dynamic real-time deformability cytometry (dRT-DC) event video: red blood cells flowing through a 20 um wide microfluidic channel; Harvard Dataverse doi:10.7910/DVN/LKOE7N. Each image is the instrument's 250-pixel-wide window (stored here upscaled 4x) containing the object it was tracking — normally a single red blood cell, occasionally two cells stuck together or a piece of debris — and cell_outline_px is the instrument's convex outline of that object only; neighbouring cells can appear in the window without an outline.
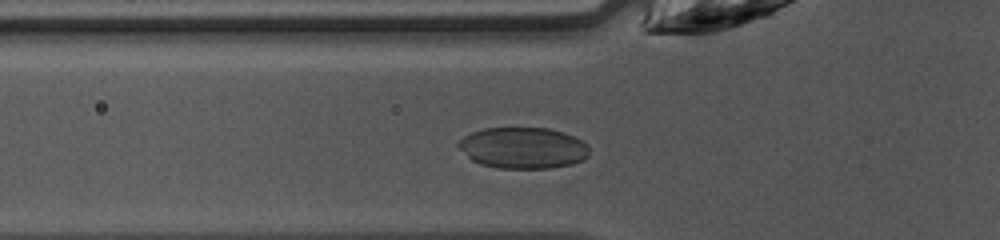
{"species": "common noctule bat (a hibernating species)", "species_latin": "Nyctalus noctula", "temperature_condition": "warm", "stored_images_in_passage": 27, "camera_frame_rate_fps": 3000, "um_per_image_px": 0.085, "animal": {"sex": "female", "body_mass_g": 10.0, "forearm_length_mm": 53.1}, "frame": {"image": 1, "passage_image": 3, "time_ms": 0.667, "image_size_px": [1000, 240], "cell_outline_px": [[588, 156], [584, 160], [572, 164], [552, 168], [496, 168], [480, 164], [472, 160], [456, 144], [464, 136], [472, 132], [484, 128], [548, 128], [572, 136], [588, 144]], "centroid_in_image_um": [44.46, 12.58], "position_along_channel_um": 81.3, "area_um2": 31.33}}
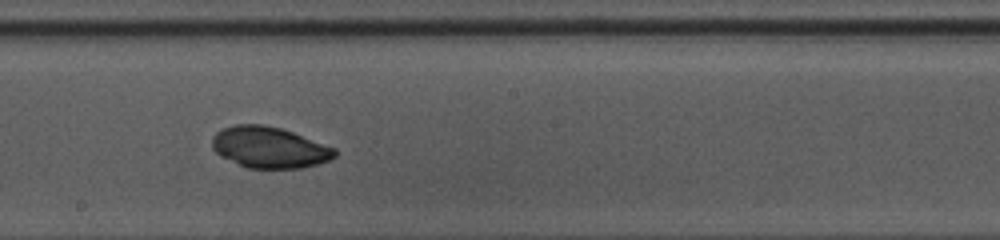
{"frame": {"image": 2, "passage_image": 13, "time_ms": 4.0, "image_size_px": [1000, 240], "cell_outline_px": [[336, 156], [328, 160], [304, 168], [248, 168], [220, 156], [212, 148], [212, 136], [216, 132], [224, 128], [236, 124], [264, 124], [280, 128], [292, 132], [336, 148]], "centroid_in_image_um": [22.88, 12.52], "position_along_channel_um": 225.3, "area_um2": 29.36}}
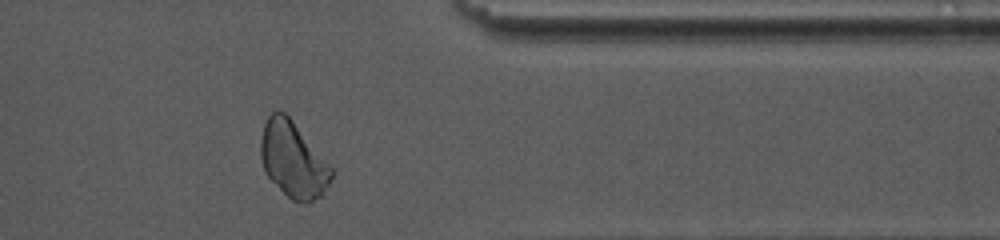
{"frame": {"image": 3, "passage_image": 25, "time_ms": 8.0, "image_size_px": [1000, 240], "cell_outline_px": [[332, 176], [324, 192], [320, 196], [308, 204], [300, 204], [292, 200], [264, 172], [260, 156], [260, 140], [264, 124], [268, 116], [272, 112], [284, 112], [292, 120], [332, 168]], "centroid_in_image_um": [24.89, 13.6], "position_along_channel_um": 386.5, "area_um2": 30.81}}